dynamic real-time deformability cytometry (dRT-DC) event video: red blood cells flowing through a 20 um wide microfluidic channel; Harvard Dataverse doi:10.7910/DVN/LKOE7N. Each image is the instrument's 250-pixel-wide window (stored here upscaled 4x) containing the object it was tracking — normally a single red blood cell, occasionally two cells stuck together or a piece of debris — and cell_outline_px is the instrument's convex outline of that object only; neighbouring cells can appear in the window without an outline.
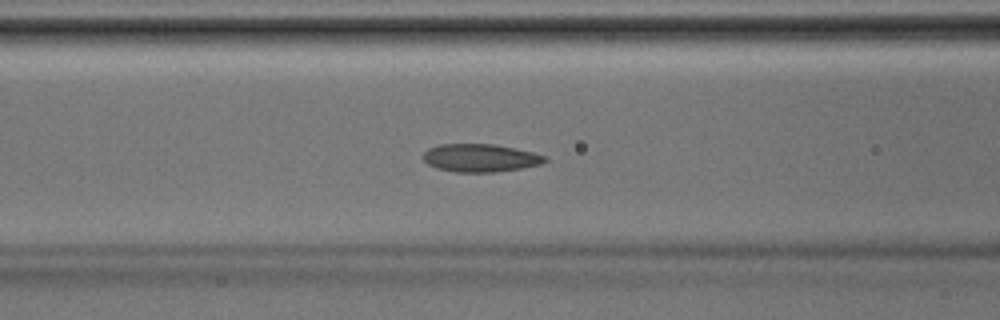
{"species": "Egyptian fruit bat (a non-hibernating species)", "species_latin": "Rousettus aegyptiacus", "temperature_condition": "room temperature", "stored_images_in_passage": 37, "camera_frame_rate_fps": 3000, "um_per_image_px": 0.085, "animal": {"sex": "male"}, "frame": {"image": 1, "passage_image": 16, "time_ms": 5.0, "image_size_px": [1000, 320], "cell_outline_px": [[548, 160], [540, 164], [520, 168], [492, 172], [456, 172], [436, 168], [428, 164], [424, 160], [424, 152], [428, 148], [440, 144], [492, 144], [532, 152], [548, 156]], "centroid_in_image_um": [40.81, 13.42], "position_along_channel_um": 125.8, "area_um2": 19.65}}